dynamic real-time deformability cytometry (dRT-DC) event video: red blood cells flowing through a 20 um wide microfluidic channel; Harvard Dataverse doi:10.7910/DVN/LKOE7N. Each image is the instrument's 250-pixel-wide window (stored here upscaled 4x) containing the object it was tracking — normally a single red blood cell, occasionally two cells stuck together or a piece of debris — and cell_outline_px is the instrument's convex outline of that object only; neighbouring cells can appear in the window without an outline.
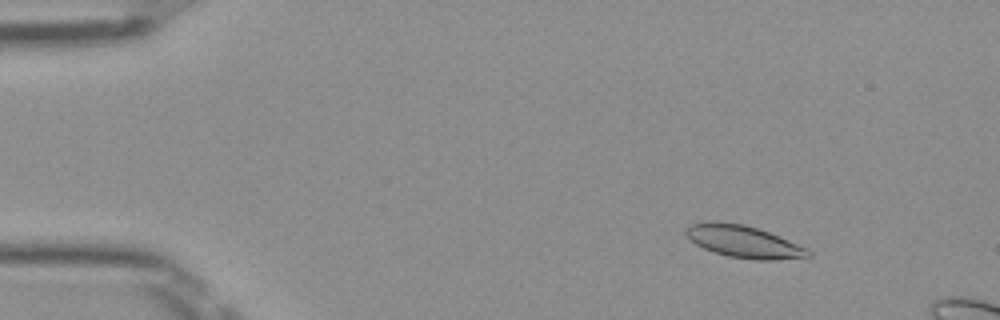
{"species": "Egyptian fruit bat (a non-hibernating species)", "species_latin": "Rousettus aegyptiacus", "temperature_condition": "room temperature", "stored_images_in_passage": 14, "camera_frame_rate_fps": 3000, "um_per_image_px": 0.085, "frame": {"image": 1, "passage_image": 7, "time_ms": 2.0, "image_size_px": [1000, 320], "cell_outline_px": [[812, 256], [772, 260], [756, 260], [728, 256], [704, 248], [696, 244], [684, 232], [684, 228], [692, 224], [708, 220], [712, 220], [744, 224], [768, 232], [808, 248], [812, 252]], "centroid_in_image_um": [63.2, 20.52], "position_along_channel_um": 21.8, "area_um2": 22.83}}